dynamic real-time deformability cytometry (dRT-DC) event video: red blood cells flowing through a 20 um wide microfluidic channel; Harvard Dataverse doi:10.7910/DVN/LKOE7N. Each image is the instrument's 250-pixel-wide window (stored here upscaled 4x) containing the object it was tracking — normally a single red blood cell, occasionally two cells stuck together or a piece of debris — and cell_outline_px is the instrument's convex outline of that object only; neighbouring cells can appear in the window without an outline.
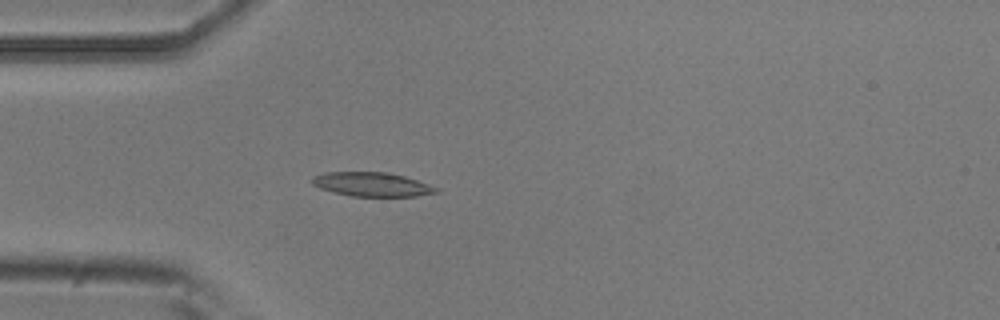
{"species": "common noctule bat (a hibernating species)", "species_latin": "Nyctalus noctula", "temperature_condition": "room temperature", "stored_images_in_passage": 4, "camera_frame_rate_fps": 3000, "um_per_image_px": 0.085, "animal": {"sex": "male", "body_mass_g": 20.5, "forearm_length_mm": 52.5}, "frame": {"image": 1, "passage_image": 4, "time_ms": 1.0, "image_size_px": [1000, 320], "cell_outline_px": [[440, 192], [416, 196], [352, 196], [320, 188], [312, 184], [312, 176], [324, 172], [384, 172], [404, 176], [440, 188]], "centroid_in_image_um": [31.63, 15.67], "position_along_channel_um": 53.4, "area_um2": 17.28}}